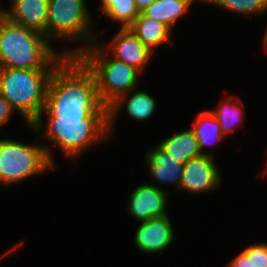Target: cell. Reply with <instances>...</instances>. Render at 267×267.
Wrapping results in <instances>:
<instances>
[{
	"label": "cell",
	"instance_id": "6da1fadb",
	"mask_svg": "<svg viewBox=\"0 0 267 267\" xmlns=\"http://www.w3.org/2000/svg\"><path fill=\"white\" fill-rule=\"evenodd\" d=\"M46 117H108L98 95L93 73L77 56H67L53 71L45 108L35 123Z\"/></svg>",
	"mask_w": 267,
	"mask_h": 267
},
{
	"label": "cell",
	"instance_id": "7a4b0ae2",
	"mask_svg": "<svg viewBox=\"0 0 267 267\" xmlns=\"http://www.w3.org/2000/svg\"><path fill=\"white\" fill-rule=\"evenodd\" d=\"M50 43L44 34L0 14V67L55 69L67 56Z\"/></svg>",
	"mask_w": 267,
	"mask_h": 267
},
{
	"label": "cell",
	"instance_id": "3957f363",
	"mask_svg": "<svg viewBox=\"0 0 267 267\" xmlns=\"http://www.w3.org/2000/svg\"><path fill=\"white\" fill-rule=\"evenodd\" d=\"M46 120L44 129L43 123H34L28 127L39 138L51 141L50 145H56L65 158L72 162L78 160L90 146L96 147L111 139L108 117H47Z\"/></svg>",
	"mask_w": 267,
	"mask_h": 267
},
{
	"label": "cell",
	"instance_id": "277c9868",
	"mask_svg": "<svg viewBox=\"0 0 267 267\" xmlns=\"http://www.w3.org/2000/svg\"><path fill=\"white\" fill-rule=\"evenodd\" d=\"M54 69L0 67V94L32 126L45 108L47 88Z\"/></svg>",
	"mask_w": 267,
	"mask_h": 267
},
{
	"label": "cell",
	"instance_id": "5b68a950",
	"mask_svg": "<svg viewBox=\"0 0 267 267\" xmlns=\"http://www.w3.org/2000/svg\"><path fill=\"white\" fill-rule=\"evenodd\" d=\"M99 43H92L77 57L93 73L101 102L109 106L120 95L136 89L141 72L113 58Z\"/></svg>",
	"mask_w": 267,
	"mask_h": 267
},
{
	"label": "cell",
	"instance_id": "8992f818",
	"mask_svg": "<svg viewBox=\"0 0 267 267\" xmlns=\"http://www.w3.org/2000/svg\"><path fill=\"white\" fill-rule=\"evenodd\" d=\"M87 0H48L47 39L69 40L82 43L79 47L61 49L65 56H77L92 43L94 37L92 18Z\"/></svg>",
	"mask_w": 267,
	"mask_h": 267
},
{
	"label": "cell",
	"instance_id": "52a82bcc",
	"mask_svg": "<svg viewBox=\"0 0 267 267\" xmlns=\"http://www.w3.org/2000/svg\"><path fill=\"white\" fill-rule=\"evenodd\" d=\"M52 147L26 144L14 139H0V184H18L35 175L54 170Z\"/></svg>",
	"mask_w": 267,
	"mask_h": 267
},
{
	"label": "cell",
	"instance_id": "ba28073f",
	"mask_svg": "<svg viewBox=\"0 0 267 267\" xmlns=\"http://www.w3.org/2000/svg\"><path fill=\"white\" fill-rule=\"evenodd\" d=\"M215 158L201 154L184 164L179 189L189 194L209 193L221 184V174Z\"/></svg>",
	"mask_w": 267,
	"mask_h": 267
},
{
	"label": "cell",
	"instance_id": "9c48e42d",
	"mask_svg": "<svg viewBox=\"0 0 267 267\" xmlns=\"http://www.w3.org/2000/svg\"><path fill=\"white\" fill-rule=\"evenodd\" d=\"M130 193L127 210L133 219L140 222L153 217L169 215L167 212L168 190L155 184H140Z\"/></svg>",
	"mask_w": 267,
	"mask_h": 267
},
{
	"label": "cell",
	"instance_id": "30bf717a",
	"mask_svg": "<svg viewBox=\"0 0 267 267\" xmlns=\"http://www.w3.org/2000/svg\"><path fill=\"white\" fill-rule=\"evenodd\" d=\"M115 59L123 61L141 73L151 62L152 53L132 32L130 28H121L110 42L99 43ZM105 44V45H104ZM106 46V47H105Z\"/></svg>",
	"mask_w": 267,
	"mask_h": 267
},
{
	"label": "cell",
	"instance_id": "8fae6325",
	"mask_svg": "<svg viewBox=\"0 0 267 267\" xmlns=\"http://www.w3.org/2000/svg\"><path fill=\"white\" fill-rule=\"evenodd\" d=\"M169 215L153 217L140 222L135 232V246L144 254H157L164 252L174 241V229Z\"/></svg>",
	"mask_w": 267,
	"mask_h": 267
},
{
	"label": "cell",
	"instance_id": "7c38bea8",
	"mask_svg": "<svg viewBox=\"0 0 267 267\" xmlns=\"http://www.w3.org/2000/svg\"><path fill=\"white\" fill-rule=\"evenodd\" d=\"M135 90L120 95L108 106V131L110 138H113V129L122 107L126 109L125 111L128 116L138 122L145 121L154 115L157 109L155 98L145 90H138L137 92Z\"/></svg>",
	"mask_w": 267,
	"mask_h": 267
},
{
	"label": "cell",
	"instance_id": "4fadbf2b",
	"mask_svg": "<svg viewBox=\"0 0 267 267\" xmlns=\"http://www.w3.org/2000/svg\"><path fill=\"white\" fill-rule=\"evenodd\" d=\"M9 7L2 8L5 17L47 38L48 0H12Z\"/></svg>",
	"mask_w": 267,
	"mask_h": 267
},
{
	"label": "cell",
	"instance_id": "5bb4252c",
	"mask_svg": "<svg viewBox=\"0 0 267 267\" xmlns=\"http://www.w3.org/2000/svg\"><path fill=\"white\" fill-rule=\"evenodd\" d=\"M145 164L150 177L158 184H176L179 190L184 164L165 153L157 144L146 153Z\"/></svg>",
	"mask_w": 267,
	"mask_h": 267
},
{
	"label": "cell",
	"instance_id": "9a60e30c",
	"mask_svg": "<svg viewBox=\"0 0 267 267\" xmlns=\"http://www.w3.org/2000/svg\"><path fill=\"white\" fill-rule=\"evenodd\" d=\"M137 38L152 52L166 43L173 46L172 30L165 24L144 16L141 12L129 27Z\"/></svg>",
	"mask_w": 267,
	"mask_h": 267
},
{
	"label": "cell",
	"instance_id": "2e32d148",
	"mask_svg": "<svg viewBox=\"0 0 267 267\" xmlns=\"http://www.w3.org/2000/svg\"><path fill=\"white\" fill-rule=\"evenodd\" d=\"M158 145L165 153L171 155L176 161L183 164L187 163L190 159L201 155L197 138L190 128L175 133L158 143Z\"/></svg>",
	"mask_w": 267,
	"mask_h": 267
},
{
	"label": "cell",
	"instance_id": "e0dca14e",
	"mask_svg": "<svg viewBox=\"0 0 267 267\" xmlns=\"http://www.w3.org/2000/svg\"><path fill=\"white\" fill-rule=\"evenodd\" d=\"M193 125L190 129L197 138L201 154L215 157L213 153L204 152L205 147L218 143L225 138L214 114L207 109L200 111L197 113Z\"/></svg>",
	"mask_w": 267,
	"mask_h": 267
},
{
	"label": "cell",
	"instance_id": "ac0fdd59",
	"mask_svg": "<svg viewBox=\"0 0 267 267\" xmlns=\"http://www.w3.org/2000/svg\"><path fill=\"white\" fill-rule=\"evenodd\" d=\"M192 5L183 0H157L141 13L151 19H155L167 25L172 31L177 21L184 16Z\"/></svg>",
	"mask_w": 267,
	"mask_h": 267
},
{
	"label": "cell",
	"instance_id": "d6986e66",
	"mask_svg": "<svg viewBox=\"0 0 267 267\" xmlns=\"http://www.w3.org/2000/svg\"><path fill=\"white\" fill-rule=\"evenodd\" d=\"M243 106L241 98H233L232 95H229L217 105V109L210 110L219 122L224 136L236 131L239 128L238 125L243 123L245 115Z\"/></svg>",
	"mask_w": 267,
	"mask_h": 267
},
{
	"label": "cell",
	"instance_id": "ffe728a7",
	"mask_svg": "<svg viewBox=\"0 0 267 267\" xmlns=\"http://www.w3.org/2000/svg\"><path fill=\"white\" fill-rule=\"evenodd\" d=\"M204 3L244 16H263L267 12V0H204Z\"/></svg>",
	"mask_w": 267,
	"mask_h": 267
},
{
	"label": "cell",
	"instance_id": "44dd1931",
	"mask_svg": "<svg viewBox=\"0 0 267 267\" xmlns=\"http://www.w3.org/2000/svg\"><path fill=\"white\" fill-rule=\"evenodd\" d=\"M139 14L134 0H119L104 13V16L112 20L111 22H119L120 28H129Z\"/></svg>",
	"mask_w": 267,
	"mask_h": 267
},
{
	"label": "cell",
	"instance_id": "7402d4cb",
	"mask_svg": "<svg viewBox=\"0 0 267 267\" xmlns=\"http://www.w3.org/2000/svg\"><path fill=\"white\" fill-rule=\"evenodd\" d=\"M252 263L254 267H267V243L260 242L252 245Z\"/></svg>",
	"mask_w": 267,
	"mask_h": 267
},
{
	"label": "cell",
	"instance_id": "603a6c76",
	"mask_svg": "<svg viewBox=\"0 0 267 267\" xmlns=\"http://www.w3.org/2000/svg\"><path fill=\"white\" fill-rule=\"evenodd\" d=\"M228 267H254L252 263V245L243 249L229 262Z\"/></svg>",
	"mask_w": 267,
	"mask_h": 267
},
{
	"label": "cell",
	"instance_id": "cb8c5ba5",
	"mask_svg": "<svg viewBox=\"0 0 267 267\" xmlns=\"http://www.w3.org/2000/svg\"><path fill=\"white\" fill-rule=\"evenodd\" d=\"M14 109L5 100V98L0 94V127L7 124L9 118L14 114Z\"/></svg>",
	"mask_w": 267,
	"mask_h": 267
},
{
	"label": "cell",
	"instance_id": "d4e9b609",
	"mask_svg": "<svg viewBox=\"0 0 267 267\" xmlns=\"http://www.w3.org/2000/svg\"><path fill=\"white\" fill-rule=\"evenodd\" d=\"M155 1H157V0H134L135 5H136L137 9L139 10V12L143 11L146 7H148L149 5L154 3Z\"/></svg>",
	"mask_w": 267,
	"mask_h": 267
},
{
	"label": "cell",
	"instance_id": "484cf974",
	"mask_svg": "<svg viewBox=\"0 0 267 267\" xmlns=\"http://www.w3.org/2000/svg\"><path fill=\"white\" fill-rule=\"evenodd\" d=\"M102 3L101 10L103 14L116 2L119 0H100Z\"/></svg>",
	"mask_w": 267,
	"mask_h": 267
},
{
	"label": "cell",
	"instance_id": "4316f807",
	"mask_svg": "<svg viewBox=\"0 0 267 267\" xmlns=\"http://www.w3.org/2000/svg\"><path fill=\"white\" fill-rule=\"evenodd\" d=\"M261 43H262V47H264V49L267 50V28L264 32V35L262 36Z\"/></svg>",
	"mask_w": 267,
	"mask_h": 267
},
{
	"label": "cell",
	"instance_id": "83f0119b",
	"mask_svg": "<svg viewBox=\"0 0 267 267\" xmlns=\"http://www.w3.org/2000/svg\"><path fill=\"white\" fill-rule=\"evenodd\" d=\"M14 249H16V247H13L10 250H8L7 252H5L4 254H1L0 260H2L6 255H9Z\"/></svg>",
	"mask_w": 267,
	"mask_h": 267
},
{
	"label": "cell",
	"instance_id": "f1b7e54d",
	"mask_svg": "<svg viewBox=\"0 0 267 267\" xmlns=\"http://www.w3.org/2000/svg\"><path fill=\"white\" fill-rule=\"evenodd\" d=\"M183 1H188L191 5H193L194 3H197V2L204 3V0H183Z\"/></svg>",
	"mask_w": 267,
	"mask_h": 267
}]
</instances>
